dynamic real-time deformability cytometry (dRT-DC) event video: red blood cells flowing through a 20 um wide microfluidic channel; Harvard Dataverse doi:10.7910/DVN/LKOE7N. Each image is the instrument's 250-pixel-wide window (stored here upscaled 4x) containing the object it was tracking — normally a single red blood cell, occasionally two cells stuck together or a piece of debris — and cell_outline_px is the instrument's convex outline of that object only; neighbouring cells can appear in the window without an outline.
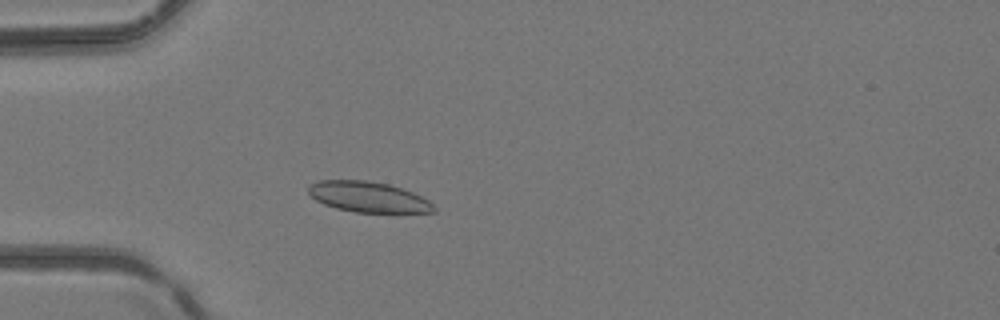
{"species": "common noctule bat (a hibernating species)", "species_latin": "Nyctalus noctula", "temperature_condition": "room temperature", "stored_images_in_passage": 3, "camera_frame_rate_fps": 3000, "um_per_image_px": 0.085, "animal": {"sex": "female", "body_mass_g": 24.6, "forearm_length_mm": 56.2}, "frame": {"image": 1, "passage_image": 3, "time_ms": 0.667, "image_size_px": [1000, 320], "cell_outline_px": [[436, 212], [356, 212], [336, 208], [324, 204], [316, 200], [308, 192], [308, 184], [320, 180], [364, 180], [388, 184], [412, 192], [428, 200], [436, 208]], "centroid_in_image_um": [31.27, 16.73], "position_along_channel_um": 53.7, "area_um2": 22.14}}